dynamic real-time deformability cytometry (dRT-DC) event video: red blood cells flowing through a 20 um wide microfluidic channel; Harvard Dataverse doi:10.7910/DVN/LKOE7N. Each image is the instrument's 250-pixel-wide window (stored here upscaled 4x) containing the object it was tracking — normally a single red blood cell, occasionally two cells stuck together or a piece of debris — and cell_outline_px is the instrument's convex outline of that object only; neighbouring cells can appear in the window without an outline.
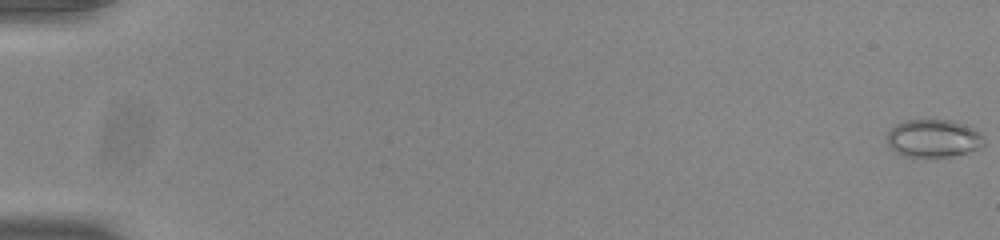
{"species": "common noctule bat (a hibernating species)", "species_latin": "Nyctalus noctula", "temperature_condition": "room temperature", "stored_images_in_passage": 55, "camera_frame_rate_fps": 3000, "um_per_image_px": 0.085, "animal": {"sex": "male", "body_mass_g": 20.0, "forearm_length_mm": 53.3}, "frame": {"image": 1, "passage_image": 1, "time_ms": 0.0, "image_size_px": [1000, 240], "cell_outline_px": [[984, 144], [980, 148], [968, 152], [952, 156], [904, 156], [896, 152], [888, 144], [884, 136], [896, 124], [904, 120], [956, 120], [972, 128], [984, 136]], "centroid_in_image_um": [79.33, 11.75], "position_along_channel_um": 5.7, "area_um2": 21.44}}
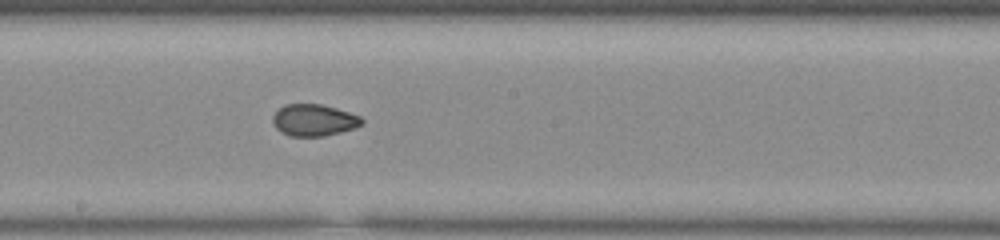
{"frame": {"image": 2, "passage_image": 32, "time_ms": 10.333, "image_size_px": [1000, 240], "cell_outline_px": [[364, 124], [356, 128], [324, 136], [288, 136], [280, 132], [272, 124], [272, 116], [284, 104], [320, 104], [336, 108], [360, 116], [364, 120]], "centroid_in_image_um": [26.68, 10.22], "position_along_channel_um": 221.5, "area_um2": 16.65}}
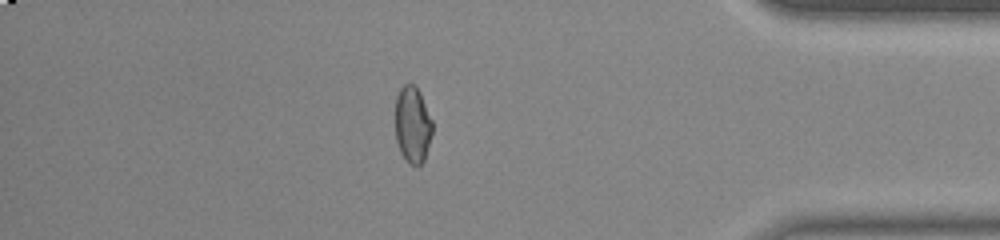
{"frame": {"image": 3, "passage_image": 48, "time_ms": 15.667, "image_size_px": [1000, 240], "cell_outline_px": [[432, 132], [424, 160], [420, 164], [408, 164], [404, 160], [400, 152], [396, 140], [396, 96], [400, 88], [404, 84], [416, 84], [420, 92], [432, 120]], "centroid_in_image_um": [35.06, 10.58], "position_along_channel_um": 400.1, "area_um2": 16.59}, "authors_computed_cell_mechanics": {"area_um2": 17.2822, "velocity_mm_per_s": 3.9001, "shape_relaxation_time_tau1_ms": null, "shape_relaxation_time_tau2_ms": 1.1862, "deformation_change_tau1": null, "deformation_change_tau2": 0.0502}}